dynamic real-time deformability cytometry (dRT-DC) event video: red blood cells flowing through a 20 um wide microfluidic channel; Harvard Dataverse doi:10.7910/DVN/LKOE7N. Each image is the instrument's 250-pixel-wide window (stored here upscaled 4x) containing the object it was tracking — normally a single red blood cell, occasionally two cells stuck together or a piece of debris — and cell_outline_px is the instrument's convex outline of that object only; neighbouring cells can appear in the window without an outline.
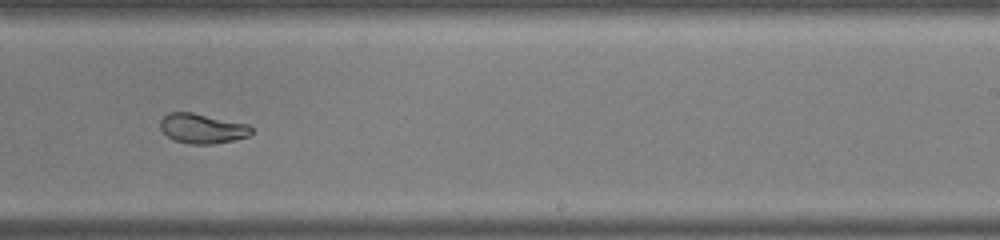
{"species": "common noctule bat (a hibernating species)", "species_latin": "Nyctalus noctula", "temperature_condition": "warm", "stored_images_in_passage": 32, "camera_frame_rate_fps": 3000, "um_per_image_px": 0.085, "animal": {"sex": "male", "body_mass_g": 19.0, "forearm_length_mm": 50.8}, "frame": {"image": 1, "passage_image": 19, "time_ms": 6.0, "image_size_px": [1000, 240], "cell_outline_px": [[252, 132], [244, 136], [228, 140], [180, 140], [164, 132], [164, 116], [176, 112], [188, 112], [240, 124], [252, 128]], "centroid_in_image_um": [17.19, 10.85], "position_along_channel_um": 271.8, "area_um2": 13.12}}